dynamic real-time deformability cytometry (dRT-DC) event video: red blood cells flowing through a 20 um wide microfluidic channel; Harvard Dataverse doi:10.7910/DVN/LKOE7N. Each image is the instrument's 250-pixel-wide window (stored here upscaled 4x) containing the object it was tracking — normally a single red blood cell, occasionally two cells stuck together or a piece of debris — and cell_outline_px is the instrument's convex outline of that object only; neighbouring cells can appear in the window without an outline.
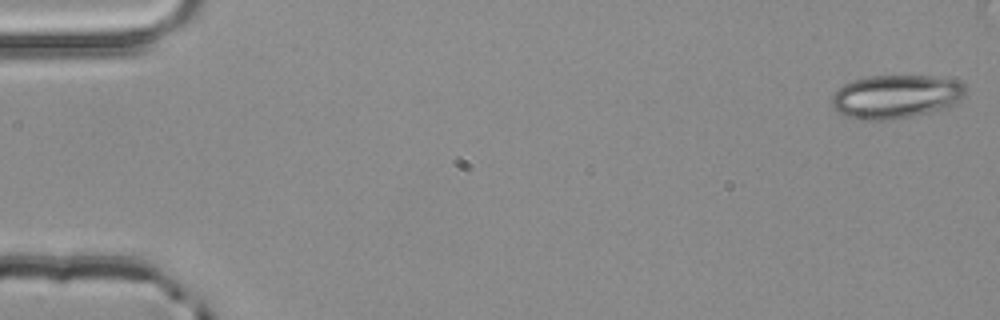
{"species": "common noctule bat (a hibernating species)", "species_latin": "Nyctalus noctula", "temperature_condition": "room temperature", "stored_images_in_passage": 7, "camera_frame_rate_fps": 3000, "um_per_image_px": 0.085, "animal": {"sex": "male", "body_mass_g": 20.4}, "frame": {"image": 1, "passage_image": 1, "time_ms": 0.0, "image_size_px": [1000, 320], "cell_outline_px": [[964, 92], [956, 100], [940, 108], [928, 112], [888, 120], [864, 120], [848, 116], [840, 112], [832, 104], [832, 96], [844, 84], [852, 80], [868, 76], [932, 76], [960, 80], [964, 84]], "centroid_in_image_um": [76.1, 8.18], "position_along_channel_um": 8.9, "area_um2": 33.06}}